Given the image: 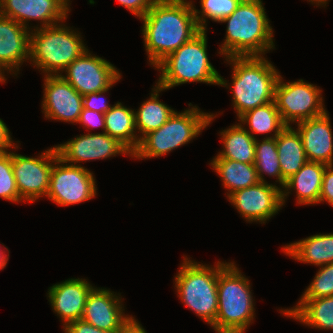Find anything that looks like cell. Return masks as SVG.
<instances>
[{
	"instance_id": "obj_33",
	"label": "cell",
	"mask_w": 333,
	"mask_h": 333,
	"mask_svg": "<svg viewBox=\"0 0 333 333\" xmlns=\"http://www.w3.org/2000/svg\"><path fill=\"white\" fill-rule=\"evenodd\" d=\"M0 197L12 202L23 201L16 186L11 151L0 153Z\"/></svg>"
},
{
	"instance_id": "obj_40",
	"label": "cell",
	"mask_w": 333,
	"mask_h": 333,
	"mask_svg": "<svg viewBox=\"0 0 333 333\" xmlns=\"http://www.w3.org/2000/svg\"><path fill=\"white\" fill-rule=\"evenodd\" d=\"M127 333H147L134 317L127 320Z\"/></svg>"
},
{
	"instance_id": "obj_13",
	"label": "cell",
	"mask_w": 333,
	"mask_h": 333,
	"mask_svg": "<svg viewBox=\"0 0 333 333\" xmlns=\"http://www.w3.org/2000/svg\"><path fill=\"white\" fill-rule=\"evenodd\" d=\"M229 201L248 222L265 223L281 209L282 189L268 182L233 192Z\"/></svg>"
},
{
	"instance_id": "obj_35",
	"label": "cell",
	"mask_w": 333,
	"mask_h": 333,
	"mask_svg": "<svg viewBox=\"0 0 333 333\" xmlns=\"http://www.w3.org/2000/svg\"><path fill=\"white\" fill-rule=\"evenodd\" d=\"M324 201L333 207V164L326 165L323 175L319 203Z\"/></svg>"
},
{
	"instance_id": "obj_18",
	"label": "cell",
	"mask_w": 333,
	"mask_h": 333,
	"mask_svg": "<svg viewBox=\"0 0 333 333\" xmlns=\"http://www.w3.org/2000/svg\"><path fill=\"white\" fill-rule=\"evenodd\" d=\"M94 287L86 279H67L50 287L48 298L63 326L82 318L86 299Z\"/></svg>"
},
{
	"instance_id": "obj_27",
	"label": "cell",
	"mask_w": 333,
	"mask_h": 333,
	"mask_svg": "<svg viewBox=\"0 0 333 333\" xmlns=\"http://www.w3.org/2000/svg\"><path fill=\"white\" fill-rule=\"evenodd\" d=\"M164 89L156 84L150 98L135 111V126L142 133L140 139L148 132L159 129L173 115L175 110L158 100L159 92Z\"/></svg>"
},
{
	"instance_id": "obj_24",
	"label": "cell",
	"mask_w": 333,
	"mask_h": 333,
	"mask_svg": "<svg viewBox=\"0 0 333 333\" xmlns=\"http://www.w3.org/2000/svg\"><path fill=\"white\" fill-rule=\"evenodd\" d=\"M277 152L282 177L287 180L296 174L308 161L302 139L297 130L286 126L276 136Z\"/></svg>"
},
{
	"instance_id": "obj_31",
	"label": "cell",
	"mask_w": 333,
	"mask_h": 333,
	"mask_svg": "<svg viewBox=\"0 0 333 333\" xmlns=\"http://www.w3.org/2000/svg\"><path fill=\"white\" fill-rule=\"evenodd\" d=\"M333 296V263L321 266L312 283L303 293L298 305L280 312L290 317L307 299Z\"/></svg>"
},
{
	"instance_id": "obj_41",
	"label": "cell",
	"mask_w": 333,
	"mask_h": 333,
	"mask_svg": "<svg viewBox=\"0 0 333 333\" xmlns=\"http://www.w3.org/2000/svg\"><path fill=\"white\" fill-rule=\"evenodd\" d=\"M5 253L6 252H3L2 249H0V270L4 269L7 265L9 255H7Z\"/></svg>"
},
{
	"instance_id": "obj_15",
	"label": "cell",
	"mask_w": 333,
	"mask_h": 333,
	"mask_svg": "<svg viewBox=\"0 0 333 333\" xmlns=\"http://www.w3.org/2000/svg\"><path fill=\"white\" fill-rule=\"evenodd\" d=\"M58 157L66 163L90 161L110 158L116 154H129L131 152L118 140L106 134L91 133L76 137L66 143L55 146Z\"/></svg>"
},
{
	"instance_id": "obj_4",
	"label": "cell",
	"mask_w": 333,
	"mask_h": 333,
	"mask_svg": "<svg viewBox=\"0 0 333 333\" xmlns=\"http://www.w3.org/2000/svg\"><path fill=\"white\" fill-rule=\"evenodd\" d=\"M207 30H201L190 41L169 54L155 68L162 71L157 84L164 90L188 82L227 86L212 66L207 55Z\"/></svg>"
},
{
	"instance_id": "obj_34",
	"label": "cell",
	"mask_w": 333,
	"mask_h": 333,
	"mask_svg": "<svg viewBox=\"0 0 333 333\" xmlns=\"http://www.w3.org/2000/svg\"><path fill=\"white\" fill-rule=\"evenodd\" d=\"M109 89L83 96V108L105 114L111 108V105L105 102V99L101 95Z\"/></svg>"
},
{
	"instance_id": "obj_25",
	"label": "cell",
	"mask_w": 333,
	"mask_h": 333,
	"mask_svg": "<svg viewBox=\"0 0 333 333\" xmlns=\"http://www.w3.org/2000/svg\"><path fill=\"white\" fill-rule=\"evenodd\" d=\"M220 133L224 148L214 159H231L241 163L254 164L256 139L241 123Z\"/></svg>"
},
{
	"instance_id": "obj_38",
	"label": "cell",
	"mask_w": 333,
	"mask_h": 333,
	"mask_svg": "<svg viewBox=\"0 0 333 333\" xmlns=\"http://www.w3.org/2000/svg\"><path fill=\"white\" fill-rule=\"evenodd\" d=\"M63 330L65 333H107L82 319L68 323Z\"/></svg>"
},
{
	"instance_id": "obj_19",
	"label": "cell",
	"mask_w": 333,
	"mask_h": 333,
	"mask_svg": "<svg viewBox=\"0 0 333 333\" xmlns=\"http://www.w3.org/2000/svg\"><path fill=\"white\" fill-rule=\"evenodd\" d=\"M305 155L310 162L333 164V136L327 111L318 117L298 122Z\"/></svg>"
},
{
	"instance_id": "obj_22",
	"label": "cell",
	"mask_w": 333,
	"mask_h": 333,
	"mask_svg": "<svg viewBox=\"0 0 333 333\" xmlns=\"http://www.w3.org/2000/svg\"><path fill=\"white\" fill-rule=\"evenodd\" d=\"M286 255L316 266L333 263V233L309 236L283 247Z\"/></svg>"
},
{
	"instance_id": "obj_21",
	"label": "cell",
	"mask_w": 333,
	"mask_h": 333,
	"mask_svg": "<svg viewBox=\"0 0 333 333\" xmlns=\"http://www.w3.org/2000/svg\"><path fill=\"white\" fill-rule=\"evenodd\" d=\"M325 169L326 164L307 161L296 174L286 180L283 187L285 190L282 191V205L290 189L296 190L297 202L300 205L319 203Z\"/></svg>"
},
{
	"instance_id": "obj_17",
	"label": "cell",
	"mask_w": 333,
	"mask_h": 333,
	"mask_svg": "<svg viewBox=\"0 0 333 333\" xmlns=\"http://www.w3.org/2000/svg\"><path fill=\"white\" fill-rule=\"evenodd\" d=\"M121 297L110 290L93 288L89 293L82 320L103 331H113L122 326L131 316L124 315Z\"/></svg>"
},
{
	"instance_id": "obj_43",
	"label": "cell",
	"mask_w": 333,
	"mask_h": 333,
	"mask_svg": "<svg viewBox=\"0 0 333 333\" xmlns=\"http://www.w3.org/2000/svg\"><path fill=\"white\" fill-rule=\"evenodd\" d=\"M311 3H316L318 5L326 4L328 0H309Z\"/></svg>"
},
{
	"instance_id": "obj_29",
	"label": "cell",
	"mask_w": 333,
	"mask_h": 333,
	"mask_svg": "<svg viewBox=\"0 0 333 333\" xmlns=\"http://www.w3.org/2000/svg\"><path fill=\"white\" fill-rule=\"evenodd\" d=\"M320 330L333 329V296L307 299L291 316Z\"/></svg>"
},
{
	"instance_id": "obj_10",
	"label": "cell",
	"mask_w": 333,
	"mask_h": 333,
	"mask_svg": "<svg viewBox=\"0 0 333 333\" xmlns=\"http://www.w3.org/2000/svg\"><path fill=\"white\" fill-rule=\"evenodd\" d=\"M95 183L93 173L88 169L67 164L57 156L50 172L46 197L62 206L78 204L96 196Z\"/></svg>"
},
{
	"instance_id": "obj_39",
	"label": "cell",
	"mask_w": 333,
	"mask_h": 333,
	"mask_svg": "<svg viewBox=\"0 0 333 333\" xmlns=\"http://www.w3.org/2000/svg\"><path fill=\"white\" fill-rule=\"evenodd\" d=\"M7 148L15 149L18 147L13 144L9 129L3 120L0 119V153L8 152Z\"/></svg>"
},
{
	"instance_id": "obj_26",
	"label": "cell",
	"mask_w": 333,
	"mask_h": 333,
	"mask_svg": "<svg viewBox=\"0 0 333 333\" xmlns=\"http://www.w3.org/2000/svg\"><path fill=\"white\" fill-rule=\"evenodd\" d=\"M211 166L221 177L227 197L233 192L256 185L259 181L254 164L241 163L231 159H213Z\"/></svg>"
},
{
	"instance_id": "obj_7",
	"label": "cell",
	"mask_w": 333,
	"mask_h": 333,
	"mask_svg": "<svg viewBox=\"0 0 333 333\" xmlns=\"http://www.w3.org/2000/svg\"><path fill=\"white\" fill-rule=\"evenodd\" d=\"M188 259L184 258L175 276L178 296L197 316L212 325L218 310V274L228 263L218 261L212 268Z\"/></svg>"
},
{
	"instance_id": "obj_9",
	"label": "cell",
	"mask_w": 333,
	"mask_h": 333,
	"mask_svg": "<svg viewBox=\"0 0 333 333\" xmlns=\"http://www.w3.org/2000/svg\"><path fill=\"white\" fill-rule=\"evenodd\" d=\"M317 86L302 79L284 83L279 75L275 90L274 102L283 122L290 126V122H301L323 115V97Z\"/></svg>"
},
{
	"instance_id": "obj_20",
	"label": "cell",
	"mask_w": 333,
	"mask_h": 333,
	"mask_svg": "<svg viewBox=\"0 0 333 333\" xmlns=\"http://www.w3.org/2000/svg\"><path fill=\"white\" fill-rule=\"evenodd\" d=\"M30 30L11 18L0 15V73L18 72L29 60ZM13 68V69H12ZM14 69H17L16 71ZM3 71V72H2Z\"/></svg>"
},
{
	"instance_id": "obj_6",
	"label": "cell",
	"mask_w": 333,
	"mask_h": 333,
	"mask_svg": "<svg viewBox=\"0 0 333 333\" xmlns=\"http://www.w3.org/2000/svg\"><path fill=\"white\" fill-rule=\"evenodd\" d=\"M38 28L30 33L29 59L45 75H61L59 71L88 50L79 33L64 25Z\"/></svg>"
},
{
	"instance_id": "obj_3",
	"label": "cell",
	"mask_w": 333,
	"mask_h": 333,
	"mask_svg": "<svg viewBox=\"0 0 333 333\" xmlns=\"http://www.w3.org/2000/svg\"><path fill=\"white\" fill-rule=\"evenodd\" d=\"M233 66V107L238 118L245 112L274 101L280 73L263 56L227 57Z\"/></svg>"
},
{
	"instance_id": "obj_12",
	"label": "cell",
	"mask_w": 333,
	"mask_h": 333,
	"mask_svg": "<svg viewBox=\"0 0 333 333\" xmlns=\"http://www.w3.org/2000/svg\"><path fill=\"white\" fill-rule=\"evenodd\" d=\"M110 62L91 55L86 50L66 69L67 75H61L82 96L111 88L120 80L121 74Z\"/></svg>"
},
{
	"instance_id": "obj_30",
	"label": "cell",
	"mask_w": 333,
	"mask_h": 333,
	"mask_svg": "<svg viewBox=\"0 0 333 333\" xmlns=\"http://www.w3.org/2000/svg\"><path fill=\"white\" fill-rule=\"evenodd\" d=\"M254 165L260 182H265V179H263L265 172L272 177H276L281 187H284L286 180L281 174L276 137L264 138L262 142L256 139Z\"/></svg>"
},
{
	"instance_id": "obj_16",
	"label": "cell",
	"mask_w": 333,
	"mask_h": 333,
	"mask_svg": "<svg viewBox=\"0 0 333 333\" xmlns=\"http://www.w3.org/2000/svg\"><path fill=\"white\" fill-rule=\"evenodd\" d=\"M69 0H0V15L27 28V21L40 20V27L63 22L69 12Z\"/></svg>"
},
{
	"instance_id": "obj_11",
	"label": "cell",
	"mask_w": 333,
	"mask_h": 333,
	"mask_svg": "<svg viewBox=\"0 0 333 333\" xmlns=\"http://www.w3.org/2000/svg\"><path fill=\"white\" fill-rule=\"evenodd\" d=\"M57 156L55 146L45 150L37 158L12 152V167L16 186L23 201L34 202L43 195L47 196L50 172Z\"/></svg>"
},
{
	"instance_id": "obj_37",
	"label": "cell",
	"mask_w": 333,
	"mask_h": 333,
	"mask_svg": "<svg viewBox=\"0 0 333 333\" xmlns=\"http://www.w3.org/2000/svg\"><path fill=\"white\" fill-rule=\"evenodd\" d=\"M119 4L126 7L139 19L143 17L150 9L154 0H117Z\"/></svg>"
},
{
	"instance_id": "obj_28",
	"label": "cell",
	"mask_w": 333,
	"mask_h": 333,
	"mask_svg": "<svg viewBox=\"0 0 333 333\" xmlns=\"http://www.w3.org/2000/svg\"><path fill=\"white\" fill-rule=\"evenodd\" d=\"M239 121L242 124L248 123L247 125L251 129L248 132L255 139L254 133L265 134L270 132H274V136L266 138H275L287 126L283 122L274 101L245 112L239 117Z\"/></svg>"
},
{
	"instance_id": "obj_8",
	"label": "cell",
	"mask_w": 333,
	"mask_h": 333,
	"mask_svg": "<svg viewBox=\"0 0 333 333\" xmlns=\"http://www.w3.org/2000/svg\"><path fill=\"white\" fill-rule=\"evenodd\" d=\"M213 118L214 114L203 113L196 105L181 113L175 111L159 129L148 132L140 139L132 157L153 158L169 153L193 140Z\"/></svg>"
},
{
	"instance_id": "obj_5",
	"label": "cell",
	"mask_w": 333,
	"mask_h": 333,
	"mask_svg": "<svg viewBox=\"0 0 333 333\" xmlns=\"http://www.w3.org/2000/svg\"><path fill=\"white\" fill-rule=\"evenodd\" d=\"M234 262L218 274V310L211 325L216 333H244L254 319V303L250 282Z\"/></svg>"
},
{
	"instance_id": "obj_42",
	"label": "cell",
	"mask_w": 333,
	"mask_h": 333,
	"mask_svg": "<svg viewBox=\"0 0 333 333\" xmlns=\"http://www.w3.org/2000/svg\"><path fill=\"white\" fill-rule=\"evenodd\" d=\"M107 333H127V321L118 329L113 331H108Z\"/></svg>"
},
{
	"instance_id": "obj_32",
	"label": "cell",
	"mask_w": 333,
	"mask_h": 333,
	"mask_svg": "<svg viewBox=\"0 0 333 333\" xmlns=\"http://www.w3.org/2000/svg\"><path fill=\"white\" fill-rule=\"evenodd\" d=\"M242 0H200L201 11L194 7L195 19L200 30H206V18L221 22L238 7ZM201 13V16L198 14ZM206 17V18H205Z\"/></svg>"
},
{
	"instance_id": "obj_36",
	"label": "cell",
	"mask_w": 333,
	"mask_h": 333,
	"mask_svg": "<svg viewBox=\"0 0 333 333\" xmlns=\"http://www.w3.org/2000/svg\"><path fill=\"white\" fill-rule=\"evenodd\" d=\"M77 123L85 125V128L101 127L105 132L104 114L93 110L83 108Z\"/></svg>"
},
{
	"instance_id": "obj_2",
	"label": "cell",
	"mask_w": 333,
	"mask_h": 333,
	"mask_svg": "<svg viewBox=\"0 0 333 333\" xmlns=\"http://www.w3.org/2000/svg\"><path fill=\"white\" fill-rule=\"evenodd\" d=\"M223 22L228 23L219 54L226 58L263 56L274 48L273 30L261 0H242Z\"/></svg>"
},
{
	"instance_id": "obj_1",
	"label": "cell",
	"mask_w": 333,
	"mask_h": 333,
	"mask_svg": "<svg viewBox=\"0 0 333 333\" xmlns=\"http://www.w3.org/2000/svg\"><path fill=\"white\" fill-rule=\"evenodd\" d=\"M191 2L154 0L149 11L140 18L144 21L145 50L154 67L201 31Z\"/></svg>"
},
{
	"instance_id": "obj_23",
	"label": "cell",
	"mask_w": 333,
	"mask_h": 333,
	"mask_svg": "<svg viewBox=\"0 0 333 333\" xmlns=\"http://www.w3.org/2000/svg\"><path fill=\"white\" fill-rule=\"evenodd\" d=\"M104 121L105 133L118 140L132 154L140 143V137L135 135V111L117 102L104 114Z\"/></svg>"
},
{
	"instance_id": "obj_14",
	"label": "cell",
	"mask_w": 333,
	"mask_h": 333,
	"mask_svg": "<svg viewBox=\"0 0 333 333\" xmlns=\"http://www.w3.org/2000/svg\"><path fill=\"white\" fill-rule=\"evenodd\" d=\"M44 81V117L77 123L83 109V96L61 75H46Z\"/></svg>"
}]
</instances>
